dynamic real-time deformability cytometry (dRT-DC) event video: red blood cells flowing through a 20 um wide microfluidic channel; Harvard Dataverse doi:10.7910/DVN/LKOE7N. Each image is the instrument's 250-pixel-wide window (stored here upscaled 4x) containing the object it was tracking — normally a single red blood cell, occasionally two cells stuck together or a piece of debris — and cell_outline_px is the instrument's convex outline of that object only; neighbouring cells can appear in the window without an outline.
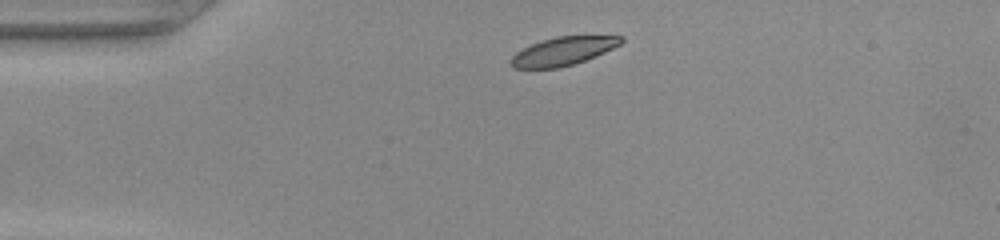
{"species": "common noctule bat (a hibernating species)", "species_latin": "Nyctalus noctula", "temperature_condition": "warm", "stored_images_in_passage": 40, "camera_frame_rate_fps": 3000, "um_per_image_px": 0.085, "animal": {"sex": "female", "body_mass_g": 22.0, "forearm_length_mm": 56.7}, "frame": {"image": 1, "passage_image": 1, "time_ms": 0.0, "image_size_px": [1000, 240], "cell_outline_px": [[624, 40], [620, 44], [596, 56], [572, 64], [556, 68], [512, 68], [508, 64], [508, 60], [516, 52], [532, 44], [556, 36], [624, 36]], "centroid_in_image_um": [47.82, 4.35], "position_along_channel_um": 37.2, "area_um2": 18.03}}
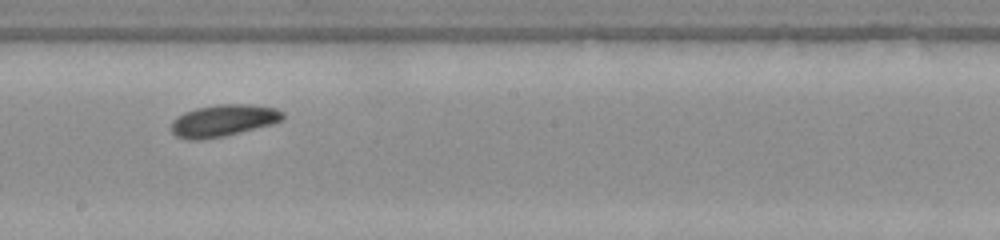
{"frame": {"image": 2, "passage_image": 18, "time_ms": 5.667, "image_size_px": [1000, 240], "cell_outline_px": [[284, 120], [272, 124], [224, 136], [200, 140], [192, 140], [176, 136], [172, 132], [172, 120], [176, 116], [184, 112], [196, 108], [216, 104], [248, 104], [276, 108], [284, 112]], "centroid_in_image_um": [18.99, 10.24], "position_along_channel_um": 229.2, "area_um2": 20.81}}
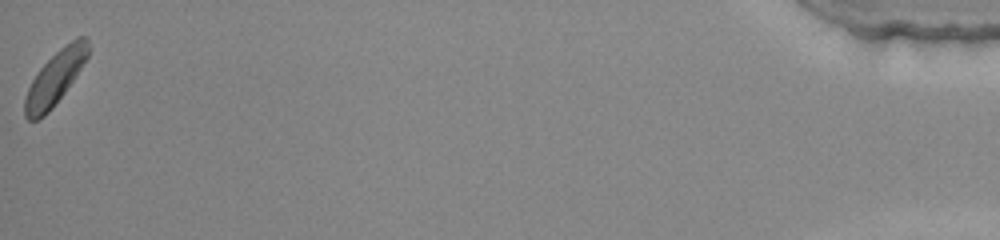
{"frame": {"image": 3, "passage_image": 40, "time_ms": 13.0, "image_size_px": [1000, 240], "cell_outline_px": [[88, 56], [64, 92], [52, 108], [44, 116], [36, 120], [28, 120], [24, 116], [24, 100], [28, 88], [32, 80], [40, 68], [60, 48], [76, 36], [88, 36]], "centroid_in_image_um": [4.66, 6.62], "position_along_channel_um": 430.5, "area_um2": 19.36}}